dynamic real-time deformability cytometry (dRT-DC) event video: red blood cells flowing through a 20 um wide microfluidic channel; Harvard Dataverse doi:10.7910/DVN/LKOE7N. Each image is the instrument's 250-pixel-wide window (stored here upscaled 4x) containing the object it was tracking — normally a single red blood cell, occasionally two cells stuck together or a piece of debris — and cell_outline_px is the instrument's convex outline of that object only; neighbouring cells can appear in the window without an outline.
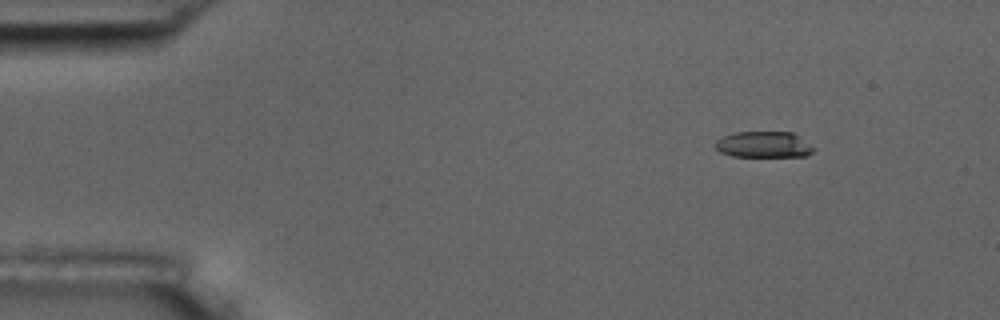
{"species": "common noctule bat (a hibernating species)", "species_latin": "Nyctalus noctula", "temperature_condition": "room temperature", "stored_images_in_passage": 6, "camera_frame_rate_fps": 3000, "um_per_image_px": 0.085, "animal": {"sex": "male", "body_mass_g": 17.5, "forearm_length_mm": 52.3}, "frame": {"image": 1, "passage_image": 6, "time_ms": 7.0, "image_size_px": [1000, 320], "cell_outline_px": [[816, 148], [808, 156], [732, 156], [720, 152], [716, 148], [716, 140], [724, 136], [736, 132], [792, 132], [800, 136]], "centroid_in_image_um": [64.96, 12.29], "position_along_channel_um": 20.0, "area_um2": 14.97}}